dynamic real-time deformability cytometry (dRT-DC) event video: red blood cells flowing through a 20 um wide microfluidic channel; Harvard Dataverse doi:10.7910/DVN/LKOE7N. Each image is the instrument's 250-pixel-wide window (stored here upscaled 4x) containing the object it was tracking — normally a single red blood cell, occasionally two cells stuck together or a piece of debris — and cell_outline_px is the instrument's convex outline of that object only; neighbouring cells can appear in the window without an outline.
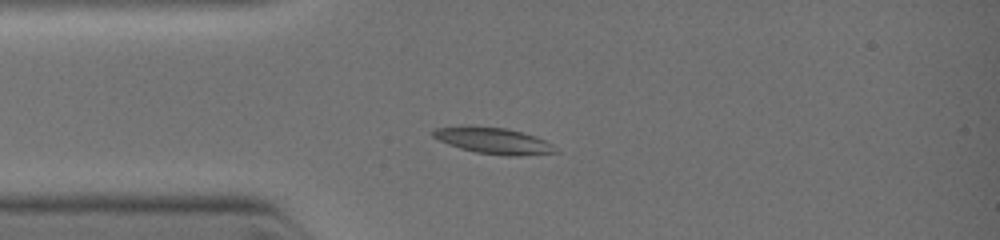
{"species": "common noctule bat (a hibernating species)", "species_latin": "Nyctalus noctula", "temperature_condition": "warm", "stored_images_in_passage": 31, "camera_frame_rate_fps": 3000, "um_per_image_px": 0.085, "animal": {"sex": "female", "body_mass_g": 19.0, "forearm_length_mm": 51.5}, "frame": {"image": 1, "passage_image": 1, "time_ms": 0.0, "image_size_px": [1000, 240], "cell_outline_px": [[556, 152], [516, 156], [508, 156], [476, 152], [460, 148], [448, 144], [432, 136], [432, 132], [436, 128], [504, 128], [536, 136], [544, 140]], "centroid_in_image_um": [41.94, 11.99], "position_along_channel_um": 43.1, "area_um2": 17.51}}
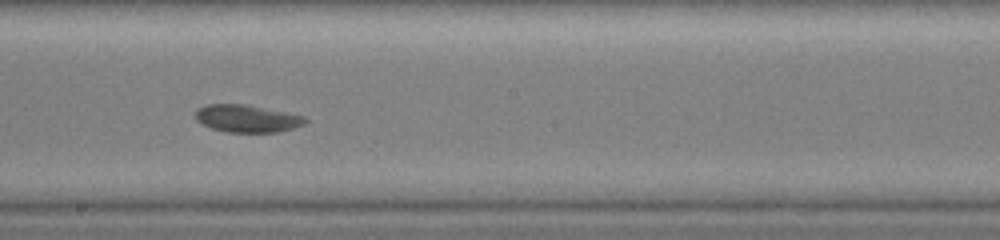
{"frame": {"image": 2, "passage_image": 14, "time_ms": 3.667, "image_size_px": [1000, 240], "cell_outline_px": [[308, 120], [304, 124], [280, 132], [228, 132], [212, 128], [196, 120], [196, 108], [204, 104], [244, 104], [304, 116]], "centroid_in_image_um": [20.97, 10.07], "position_along_channel_um": 227.2, "area_um2": 17.4}}
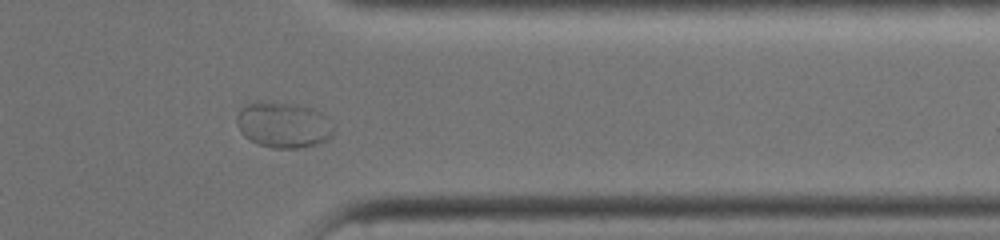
{"frame": {"image": 3, "passage_image": 26, "time_ms": 6.667, "image_size_px": [1000, 240], "cell_outline_px": [[332, 136], [328, 140], [316, 144], [296, 148], [272, 148], [260, 144], [244, 136], [240, 132], [236, 124], [236, 116], [240, 108], [248, 104], [296, 104], [316, 108], [332, 124]], "centroid_in_image_um": [24.1, 10.64], "position_along_channel_um": 387.3, "area_um2": 25.32}}